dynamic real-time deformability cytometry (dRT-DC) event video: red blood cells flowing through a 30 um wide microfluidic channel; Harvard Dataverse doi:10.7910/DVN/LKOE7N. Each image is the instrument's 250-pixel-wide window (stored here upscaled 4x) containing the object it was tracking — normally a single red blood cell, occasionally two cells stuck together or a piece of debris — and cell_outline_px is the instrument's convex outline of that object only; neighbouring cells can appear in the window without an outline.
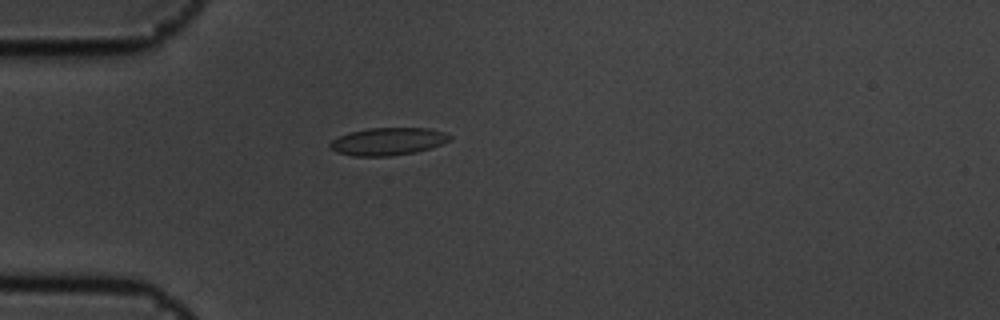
{"species": "common noctule bat (a hibernating species)", "species_latin": "Nyctalus noctula", "temperature_condition": "cold", "stored_images_in_passage": 3, "camera_frame_rate_fps": 3000, "um_per_image_px": 0.085, "animal": {"sex": "male", "body_mass_g": 19.5, "forearm_length_mm": 54.6}, "frame": {"image": 1, "passage_image": 3, "time_ms": 0.667, "image_size_px": [1000, 320], "cell_outline_px": [[452, 140], [432, 148], [412, 152], [388, 156], [352, 156], [336, 152], [328, 144], [332, 140], [348, 132], [368, 128], [428, 128], [444, 132], [452, 136]], "centroid_in_image_um": [32.99, 12.01], "position_along_channel_um": 52.0, "area_um2": 19.25}}